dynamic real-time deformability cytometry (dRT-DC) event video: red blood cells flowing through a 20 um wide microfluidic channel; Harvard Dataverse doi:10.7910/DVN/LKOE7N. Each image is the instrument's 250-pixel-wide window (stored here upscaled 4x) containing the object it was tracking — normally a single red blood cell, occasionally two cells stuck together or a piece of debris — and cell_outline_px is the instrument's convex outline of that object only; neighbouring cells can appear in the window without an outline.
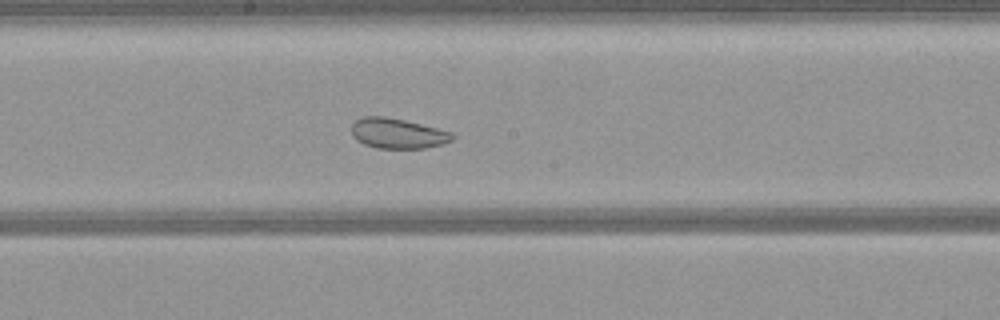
{"species": "common noctule bat (a hibernating species)", "species_latin": "Nyctalus noctula", "temperature_condition": "warm", "stored_images_in_passage": 53, "segment_of_instrument_passage": [2, 2], "camera_frame_rate_fps": 3000, "um_per_image_px": 0.085, "animal": {"sex": "female", "body_mass_g": 21.9}, "frame": {"image": 1, "passage_image": 28, "time_ms": 9.0, "image_size_px": [1000, 320], "cell_outline_px": [[456, 136], [452, 140], [444, 144], [424, 148], [376, 148], [364, 144], [356, 140], [352, 136], [352, 124], [356, 120], [364, 116], [384, 116], [404, 120], [452, 132]], "centroid_in_image_um": [33.8, 11.34], "position_along_channel_um": 214.4, "area_um2": 17.74}}
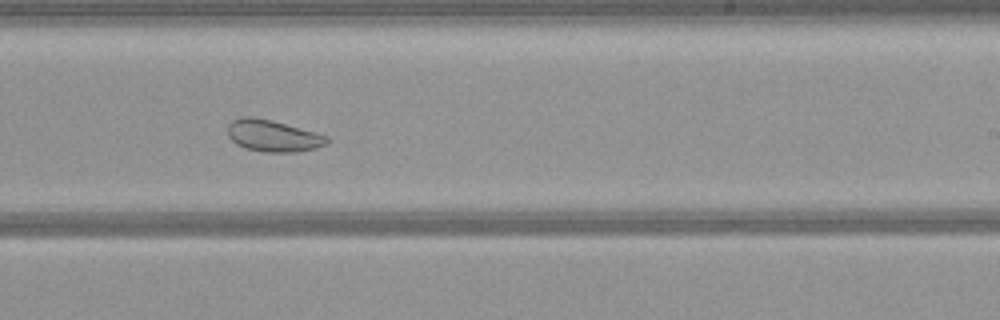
{"frame": {"image": 2, "passage_image": 32, "time_ms": 10.333, "image_size_px": [1000, 320], "cell_outline_px": [[328, 144], [316, 148], [296, 152], [264, 152], [244, 148], [236, 144], [228, 136], [228, 124], [232, 120], [244, 116], [252, 116], [272, 120], [316, 132], [328, 136]], "centroid_in_image_um": [23.2, 11.54], "position_along_channel_um": 265.8, "area_um2": 18.5}}
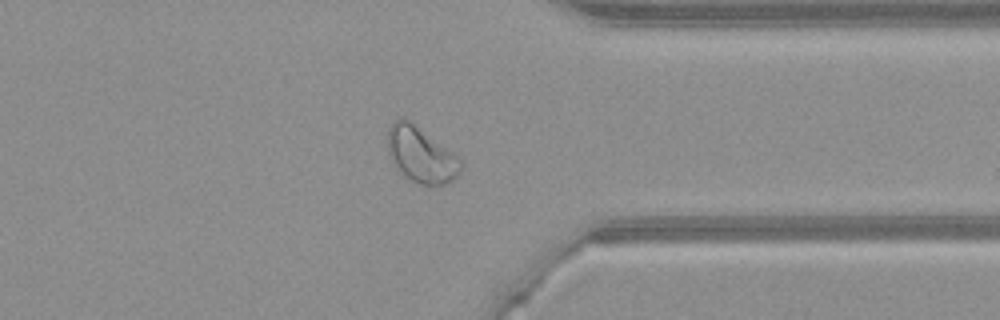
{"frame": {"image": 3, "passage_image": 41, "time_ms": 13.333, "image_size_px": [1000, 320], "cell_outline_px": [[464, 168], [452, 180], [444, 184], [420, 184], [412, 180], [400, 172], [392, 164], [388, 156], [388, 128], [400, 116], [404, 116], [452, 152], [464, 164]], "centroid_in_image_um": [35.76, 13.14], "position_along_channel_um": 375.6, "area_um2": 23.52}}